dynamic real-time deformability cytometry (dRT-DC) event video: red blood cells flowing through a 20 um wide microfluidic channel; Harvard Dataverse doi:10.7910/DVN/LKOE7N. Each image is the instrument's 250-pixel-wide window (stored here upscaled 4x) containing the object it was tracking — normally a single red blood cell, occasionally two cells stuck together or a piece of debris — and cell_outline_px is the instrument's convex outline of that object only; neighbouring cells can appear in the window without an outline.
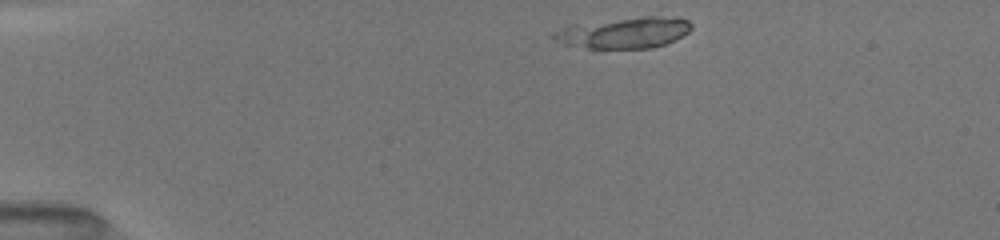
{"species": "common noctule bat (a hibernating species)", "species_latin": "Nyctalus noctula", "temperature_condition": "room temperature", "stored_images_in_passage": 45, "camera_frame_rate_fps": 3000, "um_per_image_px": 0.085, "animal": {"sex": "female", "body_mass_g": 19.5, "forearm_length_mm": 54.1}, "frame": {"image": 1, "passage_image": 1, "time_ms": 0.0, "image_size_px": [1000, 240], "cell_outline_px": [[692, 28], [688, 32], [676, 40], [652, 48], [588, 48], [564, 44], [552, 40], [548, 36], [552, 32], [572, 24], [640, 16], [676, 16], [688, 20], [692, 24]], "centroid_in_image_um": [53.04, 2.77], "position_along_channel_um": 32.0, "area_um2": 25.32}}